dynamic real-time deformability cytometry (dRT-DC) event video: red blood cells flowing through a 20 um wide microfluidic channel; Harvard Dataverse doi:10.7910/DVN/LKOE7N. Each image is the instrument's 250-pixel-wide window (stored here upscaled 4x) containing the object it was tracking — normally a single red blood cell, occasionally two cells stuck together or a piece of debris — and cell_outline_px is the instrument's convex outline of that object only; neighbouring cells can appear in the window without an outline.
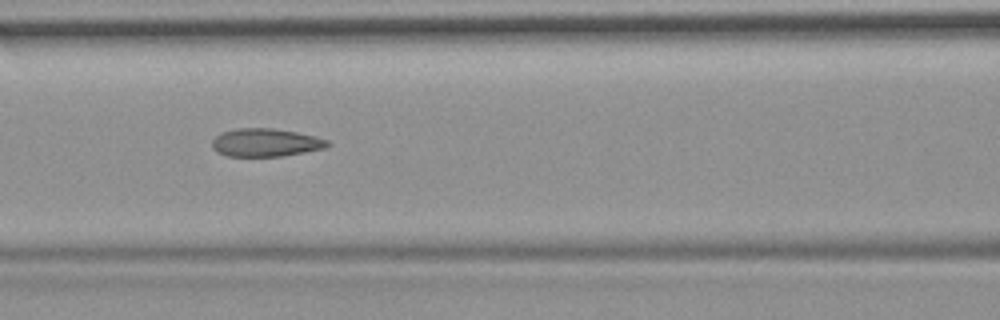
{"species": "common noctule bat (a hibernating species)", "species_latin": "Nyctalus noctula", "temperature_condition": "room temperature", "stored_images_in_passage": 55, "camera_frame_rate_fps": 3000, "um_per_image_px": 0.085, "animal": {"sex": "female", "body_mass_g": 19.9}, "frame": {"image": 1, "passage_image": 24, "time_ms": 7.667, "image_size_px": [1000, 320], "cell_outline_px": [[332, 144], [324, 148], [284, 156], [228, 156], [216, 152], [212, 148], [212, 140], [220, 132], [236, 128], [272, 128], [296, 132], [316, 136], [328, 140]], "centroid_in_image_um": [22.56, 12.11], "position_along_channel_um": 144.0, "area_um2": 19.02}, "authors_computed_cell_mechanics": {"area_um2": 19.7676, "velocity_mm_per_s": 3.7259, "shape_relaxation_time_tau1_ms": null, "shape_relaxation_time_tau2_ms": 1.6105, "deformation_change_tau1": null, "deformation_change_tau2": 0.0876}}